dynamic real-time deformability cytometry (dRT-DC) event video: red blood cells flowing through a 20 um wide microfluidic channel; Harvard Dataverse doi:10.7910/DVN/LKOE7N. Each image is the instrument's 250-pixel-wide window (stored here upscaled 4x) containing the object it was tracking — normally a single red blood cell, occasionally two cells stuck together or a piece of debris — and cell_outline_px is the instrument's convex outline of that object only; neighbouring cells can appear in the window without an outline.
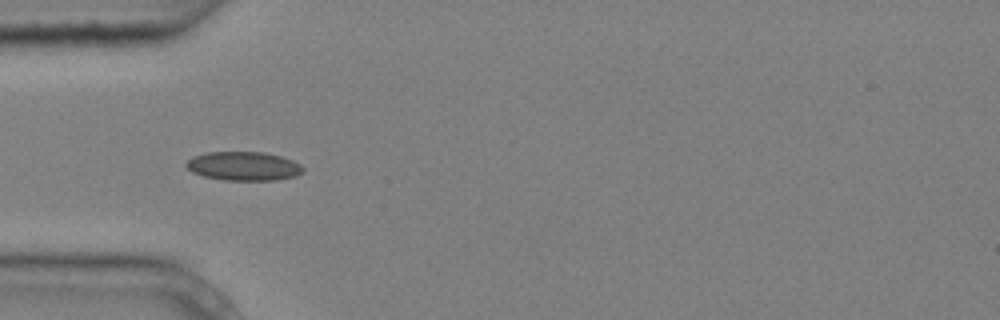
{"species": "common noctule bat (a hibernating species)", "species_latin": "Nyctalus noctula", "temperature_condition": "cold", "stored_images_in_passage": 5, "camera_frame_rate_fps": 3000, "um_per_image_px": 0.085, "animal": {"sex": "male", "body_mass_g": 20.4}, "frame": {"image": 1, "passage_image": 4, "time_ms": 1.0, "image_size_px": [1000, 320], "cell_outline_px": [[304, 172], [296, 176], [276, 180], [224, 180], [204, 176], [192, 172], [184, 164], [192, 156], [204, 152], [264, 152], [280, 156], [292, 160], [300, 164], [304, 168]], "centroid_in_image_um": [20.71, 14.11], "position_along_channel_um": 64.3, "area_um2": 19.77}}
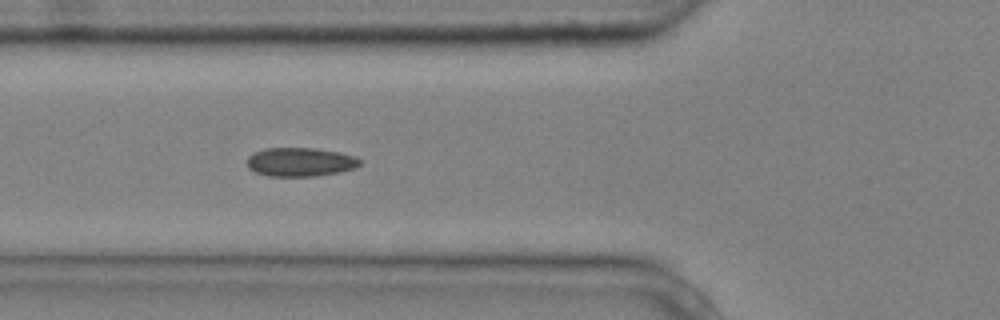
{"frame": {"image": 2, "passage_image": 5, "time_ms": 1.333, "image_size_px": [1000, 320], "cell_outline_px": [[360, 164], [356, 168], [340, 172], [312, 176], [268, 176], [256, 172], [248, 168], [248, 156], [252, 152], [264, 148], [316, 148], [340, 152], [356, 156], [360, 160]], "centroid_in_image_um": [25.53, 13.76], "position_along_channel_um": 100.3, "area_um2": 19.07}}